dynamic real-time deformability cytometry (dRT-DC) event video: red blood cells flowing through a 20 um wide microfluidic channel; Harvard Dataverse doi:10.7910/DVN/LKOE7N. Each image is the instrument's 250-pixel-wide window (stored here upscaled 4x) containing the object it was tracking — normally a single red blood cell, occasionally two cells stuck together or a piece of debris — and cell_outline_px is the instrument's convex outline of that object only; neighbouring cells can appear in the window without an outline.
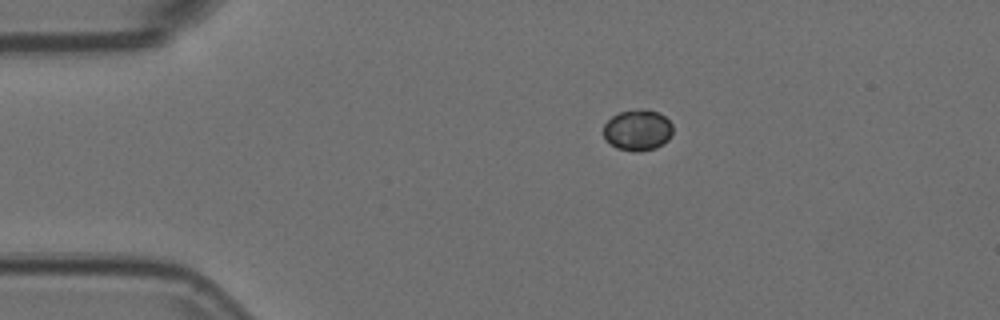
{"species": "Egyptian fruit bat (a non-hibernating species)", "species_latin": "Rousettus aegyptiacus", "temperature_condition": "room temperature", "stored_images_in_passage": 45, "camera_frame_rate_fps": 3000, "um_per_image_px": 0.085, "animal": {"sex": "female"}, "frame": {"image": 1, "passage_image": 1, "time_ms": 0.0, "image_size_px": [1000, 320], "cell_outline_px": [[672, 132], [668, 140], [664, 144], [656, 148], [640, 152], [632, 152], [616, 148], [604, 140], [604, 124], [612, 116], [620, 112], [640, 108], [644, 108], [660, 112], [672, 124]], "centroid_in_image_um": [54.2, 11.06], "position_along_channel_um": 30.8, "area_um2": 16.94}}
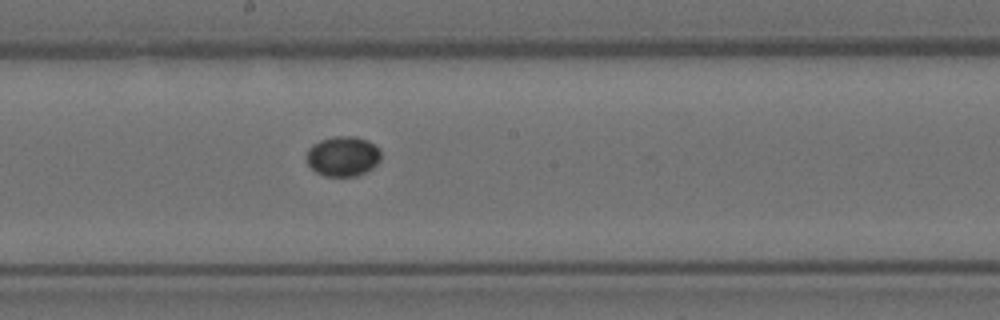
{"frame": {"image": 2, "passage_image": 20, "time_ms": 6.333, "image_size_px": [1000, 320], "cell_outline_px": [[380, 160], [372, 168], [356, 176], [324, 176], [316, 172], [308, 164], [308, 148], [312, 144], [320, 140], [332, 136], [356, 136], [368, 140], [380, 148]], "centroid_in_image_um": [29.16, 13.26], "position_along_channel_um": 219.0, "area_um2": 17.4}}
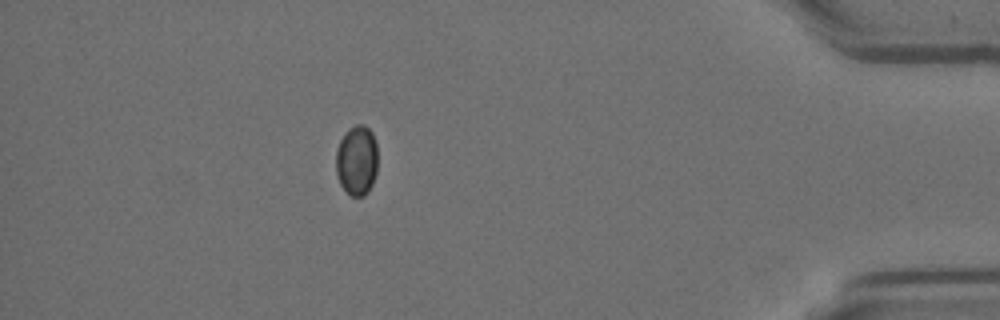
{"frame": {"image": 3, "passage_image": 39, "time_ms": 12.667, "image_size_px": [1000, 320], "cell_outline_px": [[376, 172], [372, 184], [364, 196], [352, 196], [340, 184], [336, 176], [336, 152], [340, 140], [344, 132], [348, 128], [356, 124], [364, 124], [372, 132], [376, 144]], "centroid_in_image_um": [30.3, 13.6], "position_along_channel_um": 404.9, "area_um2": 17.05}}